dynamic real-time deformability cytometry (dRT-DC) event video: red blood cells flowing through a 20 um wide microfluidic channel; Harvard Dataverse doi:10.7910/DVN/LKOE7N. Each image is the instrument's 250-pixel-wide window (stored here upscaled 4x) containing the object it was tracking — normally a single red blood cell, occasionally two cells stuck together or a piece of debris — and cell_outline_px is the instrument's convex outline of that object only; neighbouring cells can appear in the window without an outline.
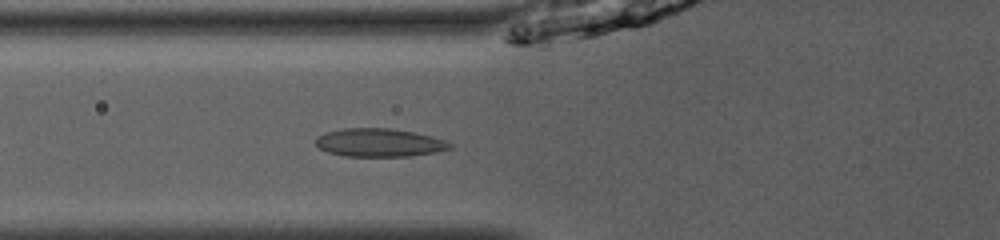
{"species": "common noctule bat (a hibernating species)", "species_latin": "Nyctalus noctula", "temperature_condition": "room temperature", "stored_images_in_passage": 13, "camera_frame_rate_fps": 3000, "um_per_image_px": 0.085, "animal": {"sex": "male", "body_mass_g": 13.0, "forearm_length_mm": 53.1}, "frame": {"image": 1, "passage_image": 4, "time_ms": 1.0, "image_size_px": [1000, 240], "cell_outline_px": [[452, 148], [436, 152], [408, 156], [344, 156], [328, 152], [320, 148], [316, 144], [316, 136], [324, 132], [344, 128], [392, 128], [432, 136], [444, 140], [452, 144]], "centroid_in_image_um": [32.22, 12.12], "position_along_channel_um": 93.6, "area_um2": 22.08}}
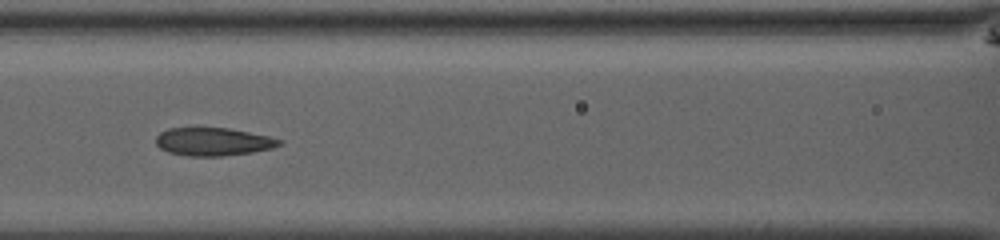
{"frame": {"image": 2, "passage_image": 8, "time_ms": 2.333, "image_size_px": [1000, 240], "cell_outline_px": [[284, 144], [272, 148], [252, 152], [220, 156], [188, 156], [168, 152], [160, 148], [156, 144], [156, 136], [160, 132], [168, 128], [228, 128], [268, 136], [284, 140]], "centroid_in_image_um": [18.13, 12.04], "position_along_channel_um": 148.5, "area_um2": 20.17}}